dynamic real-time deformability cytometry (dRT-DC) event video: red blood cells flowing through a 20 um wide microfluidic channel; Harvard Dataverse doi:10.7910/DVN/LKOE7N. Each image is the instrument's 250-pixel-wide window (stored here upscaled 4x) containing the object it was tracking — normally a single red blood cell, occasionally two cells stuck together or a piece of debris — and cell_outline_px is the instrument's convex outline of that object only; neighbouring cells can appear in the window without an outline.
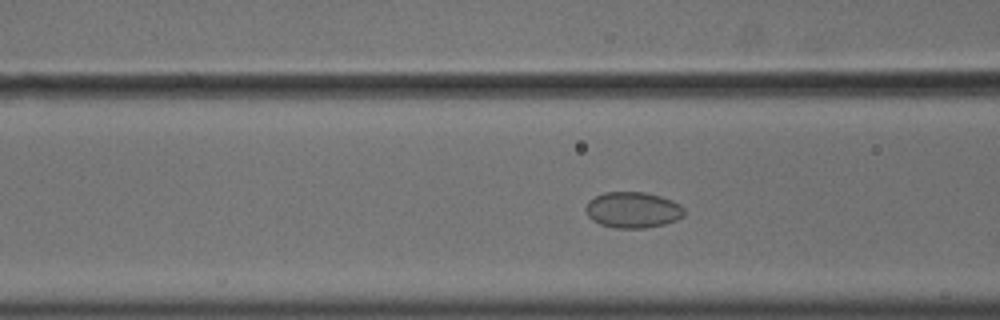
{"species": "common noctule bat (a hibernating species)", "species_latin": "Nyctalus noctula", "temperature_condition": "cold", "stored_images_in_passage": 54, "camera_frame_rate_fps": 3000, "um_per_image_px": 0.085, "animal": {"sex": "male", "body_mass_g": 18.8}, "frame": {"image": 1, "passage_image": 21, "time_ms": 6.667, "image_size_px": [1000, 320], "cell_outline_px": [[684, 216], [676, 220], [664, 224], [644, 228], [616, 228], [600, 224], [592, 220], [588, 216], [584, 208], [588, 200], [604, 192], [644, 192], [660, 196], [672, 200], [680, 204], [684, 208]], "centroid_in_image_um": [53.78, 17.84], "position_along_channel_um": 112.8, "area_um2": 20.75}}
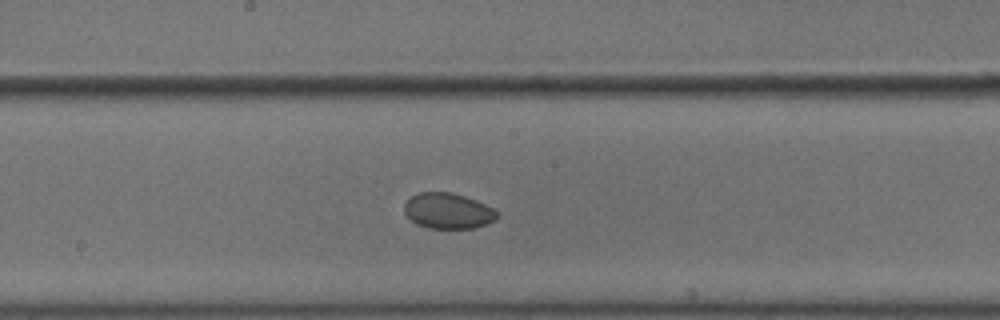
{"frame": {"image": 2, "passage_image": 29, "time_ms": 9.333, "image_size_px": [1000, 320], "cell_outline_px": [[496, 216], [492, 220], [476, 228], [428, 228], [416, 224], [404, 212], [404, 204], [412, 196], [420, 192], [452, 192], [476, 200], [492, 208], [496, 212]], "centroid_in_image_um": [38.03, 17.92], "position_along_channel_um": 210.2, "area_um2": 18.96}}
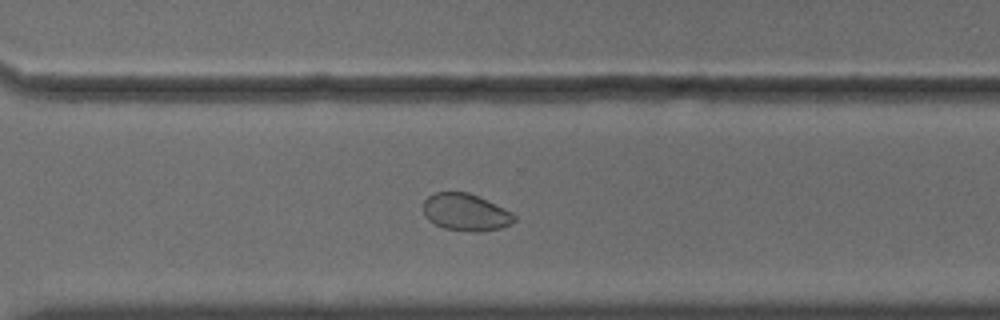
{"frame": {"image": 3, "passage_image": 39, "time_ms": 12.667, "image_size_px": [1000, 320], "cell_outline_px": [[516, 220], [512, 224], [500, 228], [476, 232], [468, 232], [444, 228], [428, 220], [424, 212], [424, 200], [432, 192], [468, 192], [504, 208], [512, 212], [516, 216]], "centroid_in_image_um": [39.59, 18.04], "position_along_channel_um": 331.0, "area_um2": 19.71}}